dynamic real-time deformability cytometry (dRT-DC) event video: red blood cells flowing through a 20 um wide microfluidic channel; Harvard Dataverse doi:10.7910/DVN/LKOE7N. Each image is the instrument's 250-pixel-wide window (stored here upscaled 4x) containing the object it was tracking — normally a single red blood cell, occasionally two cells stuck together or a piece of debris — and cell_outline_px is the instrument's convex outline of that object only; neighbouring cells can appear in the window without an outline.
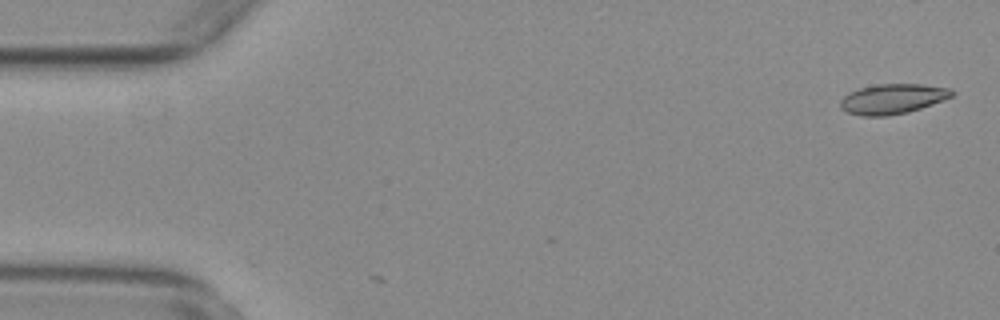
{"species": "common noctule bat (a hibernating species)", "species_latin": "Nyctalus noctula", "temperature_condition": "warm", "stored_images_in_passage": 4, "camera_frame_rate_fps": 3000, "um_per_image_px": 0.085, "animal": {"sex": "female", "body_mass_g": 29.2, "forearm_length_mm": 56.3}, "frame": {"image": 1, "passage_image": 2, "time_ms": 0.333, "image_size_px": [1000, 320], "cell_outline_px": [[956, 92], [952, 96], [920, 108], [908, 112], [884, 116], [860, 116], [848, 112], [840, 108], [840, 100], [848, 92], [860, 88], [876, 84], [920, 84], [948, 88]], "centroid_in_image_um": [75.82, 8.4], "position_along_channel_um": 9.2, "area_um2": 19.36}}